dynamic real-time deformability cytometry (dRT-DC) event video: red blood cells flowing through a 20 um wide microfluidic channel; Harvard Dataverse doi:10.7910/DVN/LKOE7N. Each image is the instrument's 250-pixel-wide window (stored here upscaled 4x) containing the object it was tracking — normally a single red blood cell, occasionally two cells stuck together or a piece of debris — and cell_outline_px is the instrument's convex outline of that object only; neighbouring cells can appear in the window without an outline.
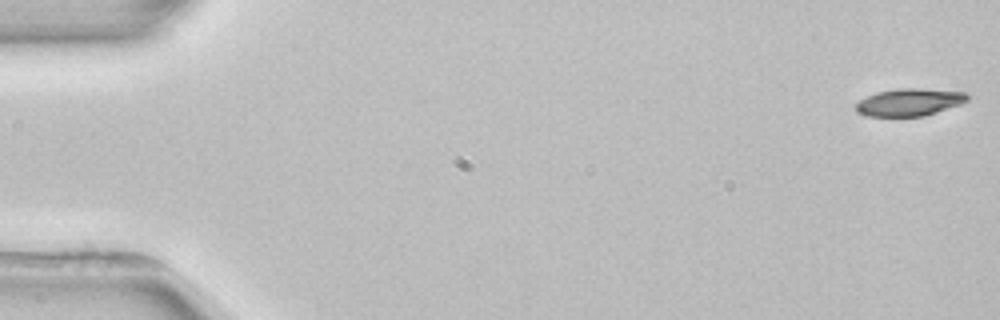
{"species": "common noctule bat (a hibernating species)", "species_latin": "Nyctalus noctula", "temperature_condition": "room temperature", "stored_images_in_passage": 4, "camera_frame_rate_fps": 3000, "um_per_image_px": 0.085, "animal": {"sex": "female", "body_mass_g": 22.7, "forearm_length_mm": 54.2}, "frame": {"image": 1, "passage_image": 1, "time_ms": 0.0, "image_size_px": [1000, 320], "cell_outline_px": [[968, 100], [960, 104], [924, 116], [868, 116], [860, 112], [856, 108], [856, 104], [860, 100], [876, 92], [900, 88], [920, 88], [964, 92], [968, 96]], "centroid_in_image_um": [77.31, 8.68], "position_along_channel_um": 7.7, "area_um2": 17.51}}
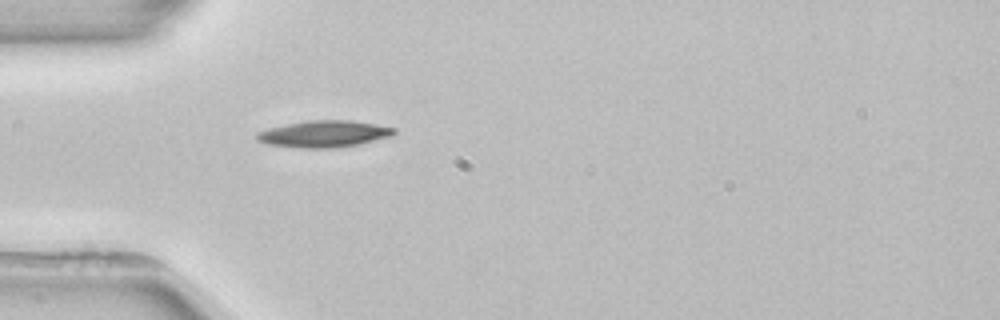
{"frame": {"image": 2, "passage_image": 4, "time_ms": 5.0, "image_size_px": [1000, 320], "cell_outline_px": [[396, 132], [392, 136], [360, 144], [332, 148], [300, 148], [268, 144], [256, 140], [256, 132], [288, 124], [308, 120], [352, 120], [376, 124], [396, 128]], "centroid_in_image_um": [27.58, 11.38], "position_along_channel_um": 57.4, "area_um2": 21.33}}